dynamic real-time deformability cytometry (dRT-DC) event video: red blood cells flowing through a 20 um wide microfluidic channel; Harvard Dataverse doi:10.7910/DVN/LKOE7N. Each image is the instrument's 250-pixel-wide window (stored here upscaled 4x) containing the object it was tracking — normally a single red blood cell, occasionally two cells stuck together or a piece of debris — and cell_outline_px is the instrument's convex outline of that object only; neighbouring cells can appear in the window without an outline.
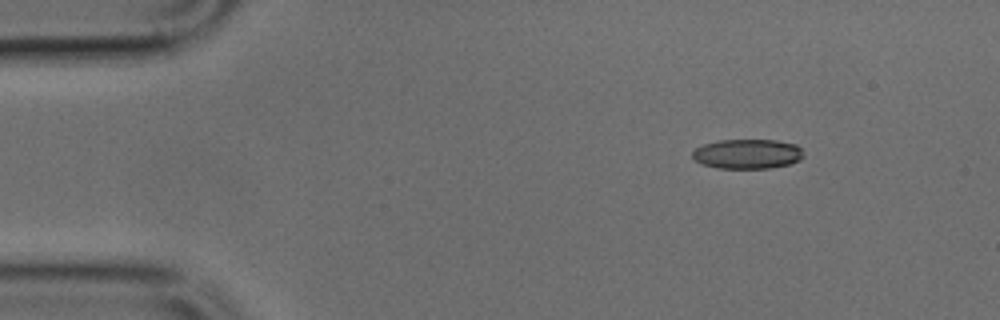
{"species": "common noctule bat (a hibernating species)", "species_latin": "Nyctalus noctula", "temperature_condition": "cold", "stored_images_in_passage": 44, "camera_frame_rate_fps": 3000, "um_per_image_px": 0.085, "animal": {"sex": "male", "body_mass_g": 17.9, "forearm_length_mm": 54.2}, "frame": {"image": 1, "passage_image": 1, "time_ms": 0.0, "image_size_px": [1000, 320], "cell_outline_px": [[804, 156], [800, 160], [788, 164], [768, 168], [716, 168], [700, 164], [692, 156], [692, 152], [696, 148], [704, 144], [720, 140], [776, 140], [796, 144], [804, 152]], "centroid_in_image_um": [63.53, 13.08], "position_along_channel_um": 21.5, "area_um2": 19.25}}
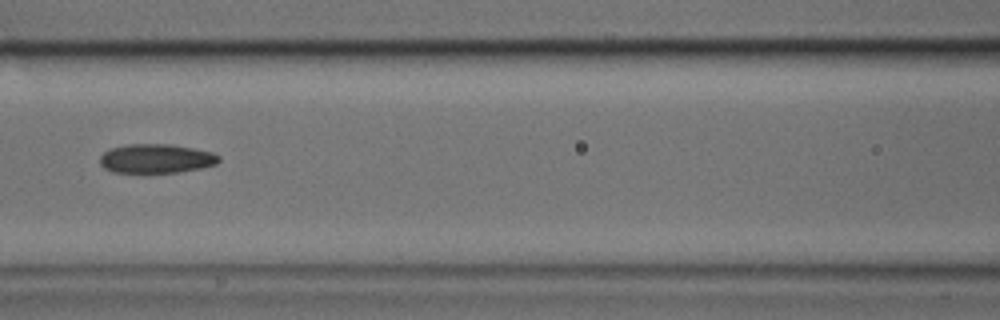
{"frame": {"image": 2, "passage_image": 16, "time_ms": 5.0, "image_size_px": [1000, 320], "cell_outline_px": [[220, 160], [216, 164], [204, 168], [180, 172], [144, 176], [112, 172], [104, 168], [100, 164], [100, 156], [104, 152], [112, 148], [128, 144], [168, 144], [192, 148], [212, 152], [220, 156]], "centroid_in_image_um": [13.25, 13.54], "position_along_channel_um": 153.4, "area_um2": 21.15}}
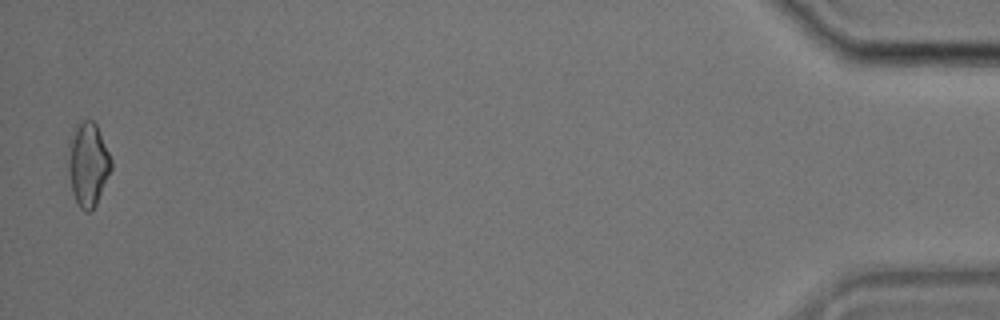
{"frame": {"image": 3, "passage_image": 43, "time_ms": 14.0, "image_size_px": [1000, 320], "cell_outline_px": [[112, 168], [96, 204], [92, 212], [84, 212], [80, 208], [72, 192], [68, 172], [68, 140], [76, 124], [80, 120], [92, 120], [96, 124], [112, 160]], "centroid_in_image_um": [7.46, 13.95], "position_along_channel_um": 427.7, "area_um2": 21.15}}